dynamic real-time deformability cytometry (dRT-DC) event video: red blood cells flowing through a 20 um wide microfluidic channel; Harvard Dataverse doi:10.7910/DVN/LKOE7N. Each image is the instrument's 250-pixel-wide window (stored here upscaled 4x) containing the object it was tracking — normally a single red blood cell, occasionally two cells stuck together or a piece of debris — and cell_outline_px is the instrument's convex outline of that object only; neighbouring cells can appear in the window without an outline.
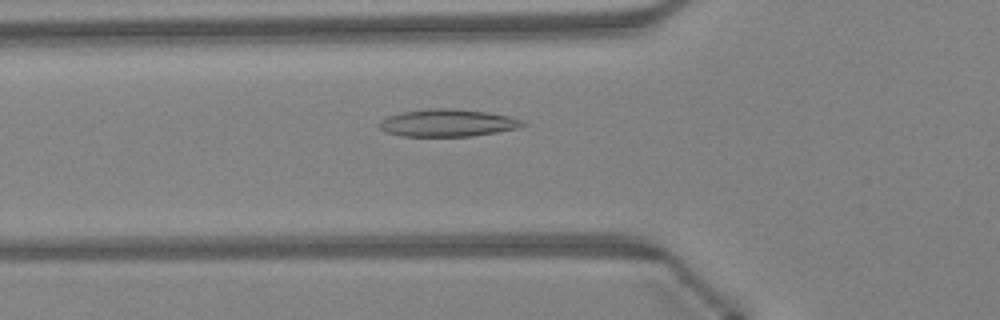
{"species": "Egyptian fruit bat (a non-hibernating species)", "species_latin": "Rousettus aegyptiacus", "temperature_condition": "warm", "stored_images_in_passage": 38, "camera_frame_rate_fps": 3000, "um_per_image_px": 0.085, "animal": {"sex": "female"}, "frame": {"image": 1, "passage_image": 8, "time_ms": 2.333, "image_size_px": [1000, 320], "cell_outline_px": [[528, 124], [516, 128], [496, 132], [472, 136], [404, 136], [388, 132], [380, 128], [380, 124], [388, 116], [400, 112], [428, 108], [452, 108], [484, 112], [508, 116], [520, 120]], "centroid_in_image_um": [38.05, 10.44], "position_along_channel_um": 87.8, "area_um2": 22.48}}
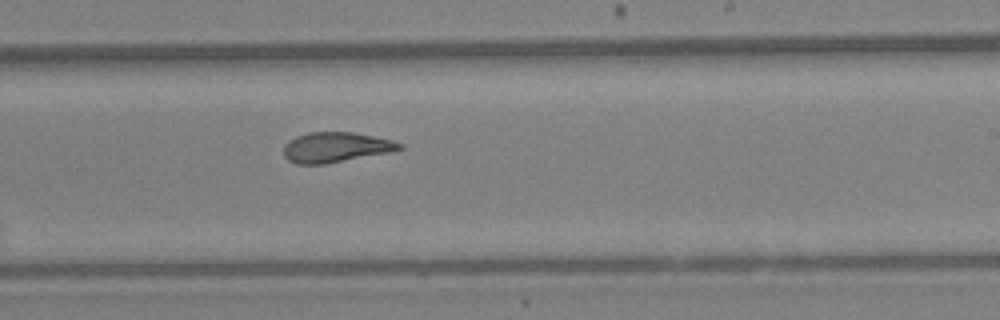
{"frame": {"image": 2, "passage_image": 20, "time_ms": 6.333, "image_size_px": [1000, 320], "cell_outline_px": [[404, 148], [324, 164], [296, 164], [288, 160], [284, 156], [284, 144], [288, 140], [296, 136], [308, 132], [352, 132], [392, 140], [404, 144]], "centroid_in_image_um": [28.46, 12.5], "position_along_channel_um": 260.5, "area_um2": 20.0}}
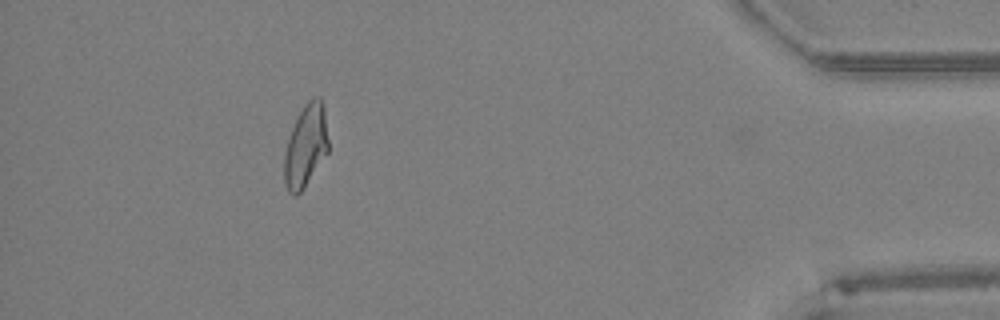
{"frame": {"image": 3, "passage_image": 34, "time_ms": 11.0, "image_size_px": [1000, 320], "cell_outline_px": [[328, 152], [300, 192], [296, 196], [292, 196], [288, 192], [284, 184], [284, 156], [288, 140], [292, 128], [304, 104], [308, 100], [316, 96], [320, 96], [324, 104], [328, 140]], "centroid_in_image_um": [25.99, 12.39], "position_along_channel_um": 409.2, "area_um2": 21.1}, "authors_computed_cell_mechanics": {"area_um2": 21.1259, "velocity_mm_per_s": 4.3306, "shape_relaxation_time_tau1_ms": null, "shape_relaxation_time_tau2_ms": 2.0433, "deformation_change_tau1": null, "deformation_change_tau2": 0.0859}}